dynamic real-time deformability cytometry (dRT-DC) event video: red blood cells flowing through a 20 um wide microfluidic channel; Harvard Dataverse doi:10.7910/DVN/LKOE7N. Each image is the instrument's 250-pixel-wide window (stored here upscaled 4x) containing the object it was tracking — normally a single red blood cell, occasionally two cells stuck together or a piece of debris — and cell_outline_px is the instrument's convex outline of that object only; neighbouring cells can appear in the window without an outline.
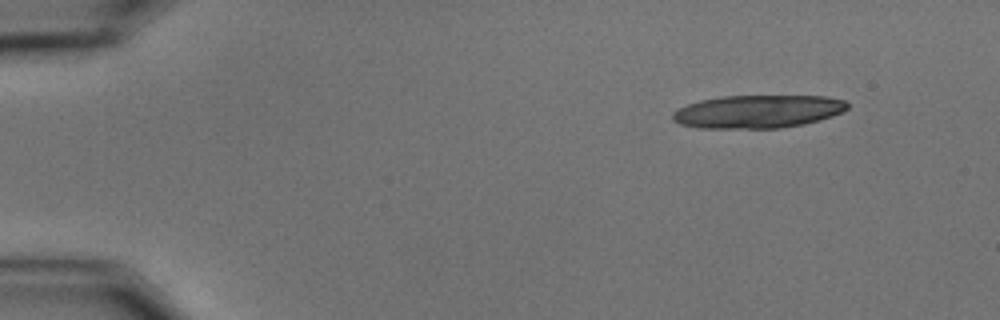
{"species": "common noctule bat (a hibernating species)", "species_latin": "Nyctalus noctula", "temperature_condition": "cold", "stored_images_in_passage": 24, "camera_frame_rate_fps": 3000, "um_per_image_px": 0.085, "animal": {"sex": "male", "body_mass_g": 15.6}, "frame": {"image": 1, "passage_image": 1, "time_ms": 0.0, "image_size_px": [1000, 320], "cell_outline_px": [[848, 108], [844, 112], [820, 120], [804, 124], [780, 128], [696, 128], [680, 124], [672, 120], [672, 112], [676, 108], [700, 100], [724, 96], [824, 96], [844, 100], [848, 104]], "centroid_in_image_um": [64.39, 9.48], "position_along_channel_um": 20.6, "area_um2": 33.87}}